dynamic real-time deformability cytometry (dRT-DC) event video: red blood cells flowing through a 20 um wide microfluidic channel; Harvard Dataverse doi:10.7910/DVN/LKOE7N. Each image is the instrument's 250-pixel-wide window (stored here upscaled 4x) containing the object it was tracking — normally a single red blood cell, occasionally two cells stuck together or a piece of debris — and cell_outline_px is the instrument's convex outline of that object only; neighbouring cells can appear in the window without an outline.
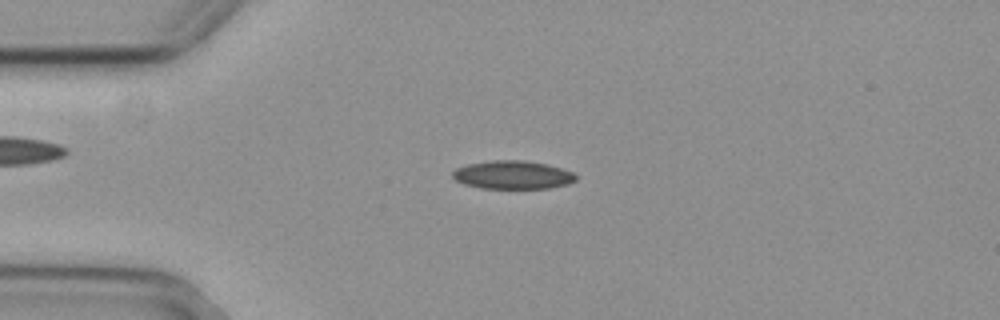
{"species": "common noctule bat (a hibernating species)", "species_latin": "Nyctalus noctula", "temperature_condition": "cold", "stored_images_in_passage": 53, "camera_frame_rate_fps": 3000, "um_per_image_px": 0.085, "animal": {"sex": "female", "body_mass_g": 29.2, "forearm_length_mm": 56.3}, "frame": {"image": 1, "passage_image": 12, "time_ms": 3.667, "image_size_px": [1000, 320], "cell_outline_px": [[576, 180], [568, 184], [548, 188], [480, 188], [464, 184], [456, 180], [452, 176], [452, 172], [456, 168], [468, 164], [488, 160], [524, 160], [548, 164], [572, 172], [576, 176]], "centroid_in_image_um": [43.56, 14.86], "position_along_channel_um": 41.4, "area_um2": 20.35}}
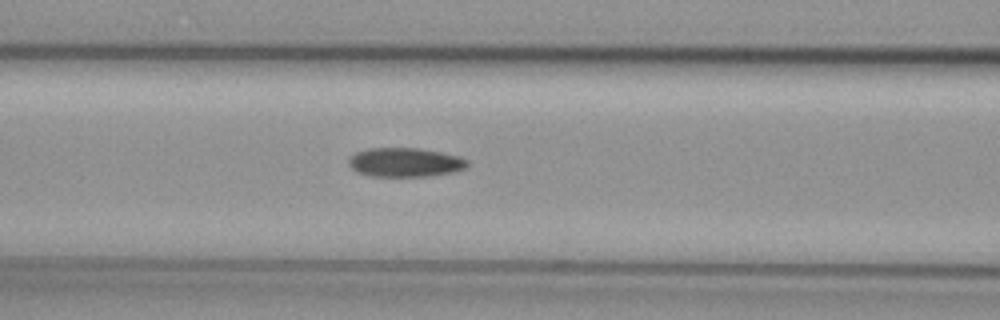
{"frame": {"image": 2, "passage_image": 21, "time_ms": 6.667, "image_size_px": [1000, 320], "cell_outline_px": [[468, 168], [452, 172], [428, 176], [372, 176], [356, 172], [348, 164], [348, 160], [356, 152], [368, 148], [420, 148], [460, 156], [468, 160]], "centroid_in_image_um": [34.45, 13.79], "position_along_channel_um": 132.2, "area_um2": 20.17}}
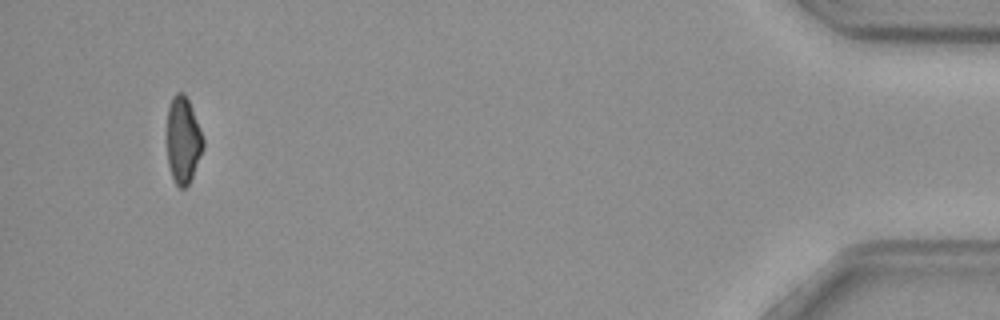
{"frame": {"image": 3, "passage_image": 50, "time_ms": 16.333, "image_size_px": [1000, 320], "cell_outline_px": [[204, 148], [192, 176], [188, 184], [184, 188], [180, 188], [176, 184], [172, 176], [168, 164], [168, 108], [172, 96], [176, 92], [184, 92], [188, 100], [200, 128], [204, 140]], "centroid_in_image_um": [15.57, 11.89], "position_along_channel_um": 419.6, "area_um2": 18.03}, "authors_computed_cell_mechanics": {"area_um2": 19.941, "velocity_mm_per_s": 3.8163, "shape_relaxation_time_tau1_ms": 6.5505, "shape_relaxation_time_tau2_ms": null, "deformation_change_tau1": 0.1362, "deformation_change_tau2": null}}